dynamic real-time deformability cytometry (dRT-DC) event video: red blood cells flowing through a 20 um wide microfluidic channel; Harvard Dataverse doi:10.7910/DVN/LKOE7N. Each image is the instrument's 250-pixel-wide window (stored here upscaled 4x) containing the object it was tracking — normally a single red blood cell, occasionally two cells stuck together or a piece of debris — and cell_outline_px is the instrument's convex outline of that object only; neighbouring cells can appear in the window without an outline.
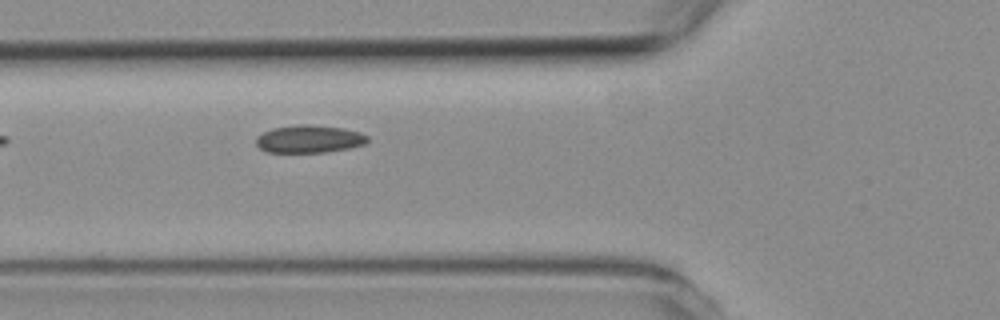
{"species": "common noctule bat (a hibernating species)", "species_latin": "Nyctalus noctula", "temperature_condition": "room temperature", "stored_images_in_passage": 5, "camera_frame_rate_fps": 3000, "um_per_image_px": 0.085, "animal": {"sex": "female", "body_mass_g": 19.3, "forearm_length_mm": 54.1}, "frame": {"image": 1, "passage_image": 5, "time_ms": 4.667, "image_size_px": [1000, 320], "cell_outline_px": [[368, 140], [364, 144], [348, 148], [324, 152], [268, 152], [260, 148], [256, 144], [256, 136], [272, 128], [296, 124], [308, 124], [344, 128], [360, 132], [368, 136]], "centroid_in_image_um": [26.27, 11.8], "position_along_channel_um": 99.5, "area_um2": 17.98}}